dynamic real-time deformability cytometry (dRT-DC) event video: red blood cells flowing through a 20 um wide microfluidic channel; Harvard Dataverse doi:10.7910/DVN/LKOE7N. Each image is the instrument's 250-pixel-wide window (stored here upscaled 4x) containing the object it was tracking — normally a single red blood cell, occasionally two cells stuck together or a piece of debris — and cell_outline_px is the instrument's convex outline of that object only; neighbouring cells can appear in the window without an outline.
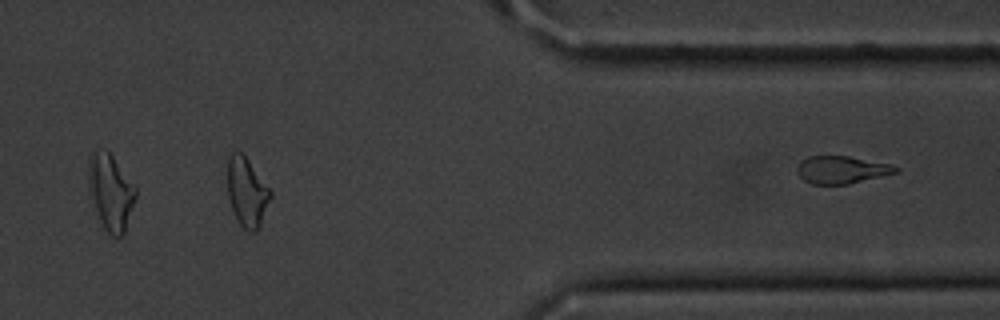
{"species": "common noctule bat (a hibernating species)", "species_latin": "Nyctalus noctula", "temperature_condition": "cold", "stored_images_in_passage": 33, "segment_of_instrument_passage": [2, 2], "camera_frame_rate_fps": 3000, "um_per_image_px": 0.085, "animal": {"sex": "male", "body_mass_g": 20.1, "forearm_length_mm": 53.5}, "frame": {"image": 1, "passage_image": 33, "time_ms": 10.667, "image_size_px": [1000, 320], "cell_outline_px": [[900, 172], [848, 184], [812, 184], [804, 180], [796, 172], [796, 168], [800, 160], [808, 156], [848, 156], [888, 164], [900, 168]], "centroid_in_image_um": [71.52, 14.43], "position_along_channel_um": 339.9, "area_um2": 15.84}}